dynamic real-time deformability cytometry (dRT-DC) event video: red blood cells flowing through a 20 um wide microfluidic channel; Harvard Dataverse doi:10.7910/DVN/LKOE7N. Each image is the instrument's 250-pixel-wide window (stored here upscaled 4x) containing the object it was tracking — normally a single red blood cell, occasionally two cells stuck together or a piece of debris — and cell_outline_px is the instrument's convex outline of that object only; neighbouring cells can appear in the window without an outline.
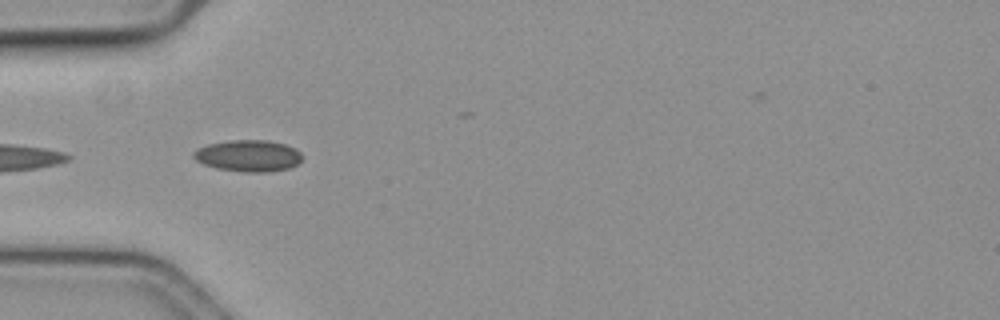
{"species": "common noctule bat (a hibernating species)", "species_latin": "Nyctalus noctula", "temperature_condition": "cold", "stored_images_in_passage": 28, "camera_frame_rate_fps": 3000, "um_per_image_px": 0.085, "animal": {"sex": "female", "body_mass_g": 19.3, "forearm_length_mm": 54.1}, "frame": {"image": 1, "passage_image": 2, "time_ms": 0.333, "image_size_px": [1000, 320], "cell_outline_px": [[300, 160], [296, 164], [288, 168], [268, 172], [244, 172], [216, 168], [204, 164], [196, 160], [192, 156], [192, 152], [196, 148], [208, 144], [228, 140], [268, 140], [284, 144], [296, 148], [300, 152]], "centroid_in_image_um": [21.06, 13.23], "position_along_channel_um": 63.9, "area_um2": 20.0}}
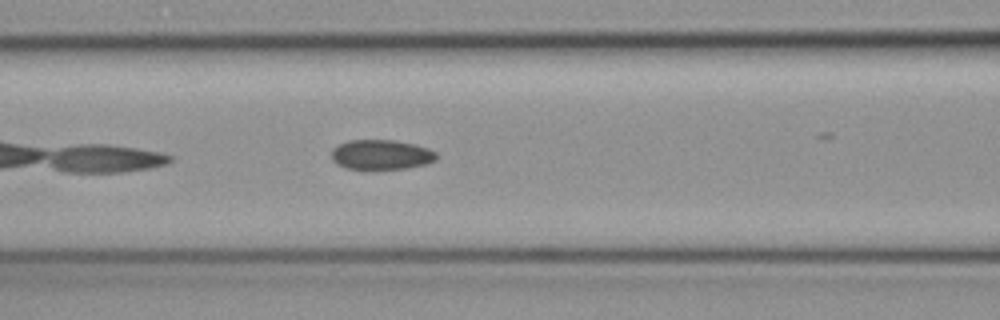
{"frame": {"image": 2, "passage_image": 8, "time_ms": 2.333, "image_size_px": [1000, 320], "cell_outline_px": [[436, 160], [424, 164], [408, 168], [344, 168], [336, 164], [332, 160], [332, 148], [348, 140], [396, 140], [416, 144], [428, 148], [436, 152]], "centroid_in_image_um": [32.4, 13.13], "position_along_channel_um": 134.2, "area_um2": 18.15}}
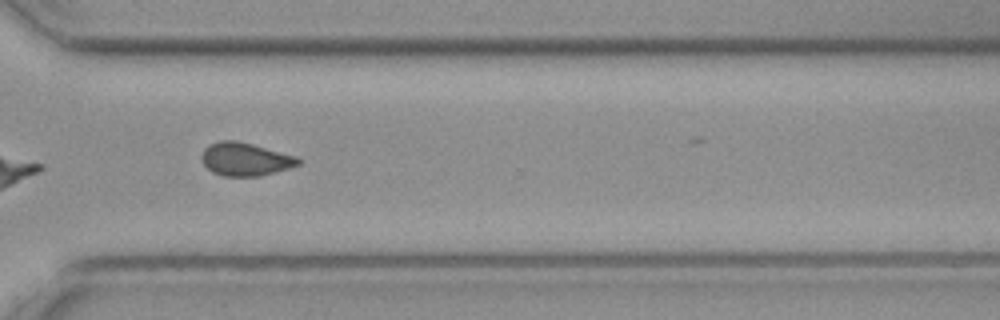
{"frame": {"image": 3, "passage_image": 26, "time_ms": 8.333, "image_size_px": [1000, 320], "cell_outline_px": [[300, 164], [288, 168], [260, 176], [224, 176], [212, 172], [204, 164], [200, 156], [204, 148], [208, 144], [220, 140], [236, 140], [252, 144], [296, 156], [300, 160]], "centroid_in_image_um": [20.81, 13.52], "position_along_channel_um": 349.8, "area_um2": 18.61}}